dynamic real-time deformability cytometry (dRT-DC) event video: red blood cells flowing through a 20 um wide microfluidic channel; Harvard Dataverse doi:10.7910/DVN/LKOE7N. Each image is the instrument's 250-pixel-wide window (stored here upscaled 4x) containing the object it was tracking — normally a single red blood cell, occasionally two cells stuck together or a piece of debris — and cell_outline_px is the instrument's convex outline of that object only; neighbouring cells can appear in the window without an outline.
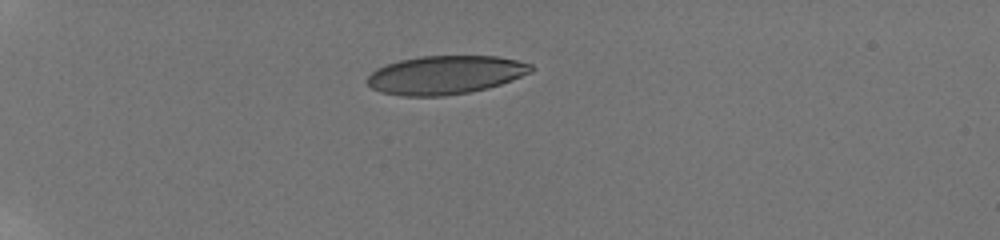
{"species": "human", "species_latin": "Homo sapiens", "temperature_condition": "room temperature", "stored_images_in_passage": 19, "camera_frame_rate_fps": 3000, "um_per_image_px": 0.085, "donor": {"sex": "male"}, "frame": {"image": 1, "passage_image": 1, "time_ms": 0.0, "image_size_px": [1000, 240], "cell_outline_px": [[536, 68], [532, 72], [512, 80], [488, 88], [468, 92], [444, 96], [400, 96], [380, 92], [372, 88], [364, 80], [376, 68], [384, 64], [400, 60], [420, 56], [496, 56], [516, 60], [532, 64]], "centroid_in_image_um": [37.83, 6.37], "position_along_channel_um": 47.2, "area_um2": 37.05}}
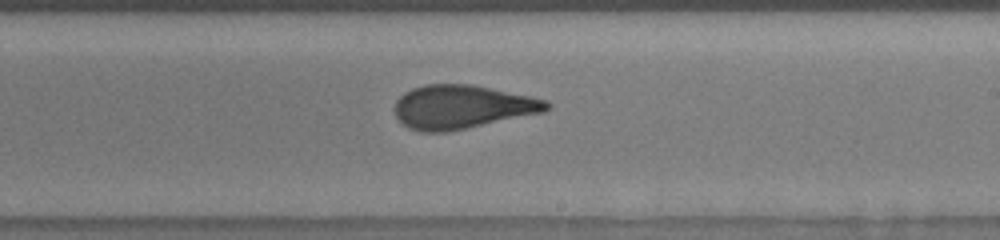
{"frame": {"image": 2, "passage_image": 17, "time_ms": 6.667, "image_size_px": [1000, 240], "cell_outline_px": [[552, 108], [544, 112], [444, 132], [420, 132], [408, 128], [396, 116], [396, 100], [404, 92], [412, 88], [424, 84], [472, 84], [532, 96], [548, 100], [552, 104]], "centroid_in_image_um": [39.31, 9.07], "position_along_channel_um": 249.7, "area_um2": 38.61}}
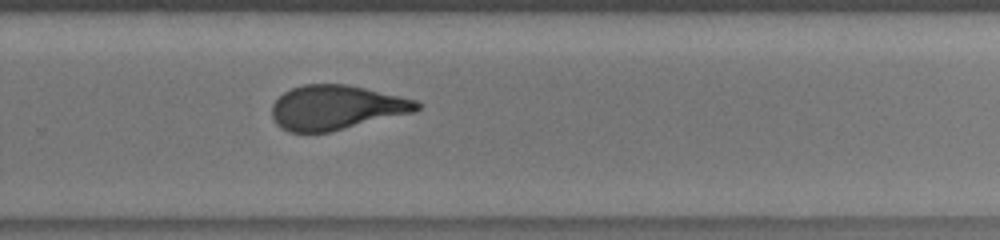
{"frame": {"image": 3, "passage_image": 19, "time_ms": 8.0, "image_size_px": [1000, 240], "cell_outline_px": [[420, 108], [416, 112], [328, 132], [288, 132], [280, 128], [276, 124], [272, 116], [272, 104], [284, 92], [292, 88], [304, 84], [348, 84], [400, 96], [416, 100], [420, 104]], "centroid_in_image_um": [28.58, 9.14], "position_along_channel_um": 301.2, "area_um2": 37.57}}